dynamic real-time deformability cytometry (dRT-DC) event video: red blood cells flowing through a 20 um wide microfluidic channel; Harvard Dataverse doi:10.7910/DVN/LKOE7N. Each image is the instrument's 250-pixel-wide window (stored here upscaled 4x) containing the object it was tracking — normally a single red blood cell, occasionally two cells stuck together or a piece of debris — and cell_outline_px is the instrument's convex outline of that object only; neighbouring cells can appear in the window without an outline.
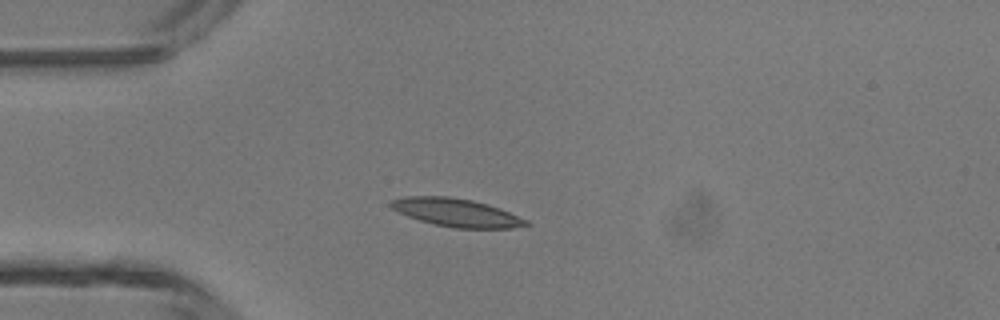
{"species": "common noctule bat (a hibernating species)", "species_latin": "Nyctalus noctula", "temperature_condition": "room temperature", "stored_images_in_passage": 36, "camera_frame_rate_fps": 3000, "um_per_image_px": 0.085, "animal": {"sex": "male", "body_mass_g": 13.3}, "frame": {"image": 1, "passage_image": 1, "time_ms": 0.0, "image_size_px": [1000, 320], "cell_outline_px": [[532, 224], [512, 228], [452, 228], [420, 220], [408, 216], [392, 208], [388, 204], [392, 200], [404, 196], [448, 196], [472, 200], [488, 204], [500, 208], [528, 220]], "centroid_in_image_um": [38.82, 18.06], "position_along_channel_um": 46.2, "area_um2": 22.08}}
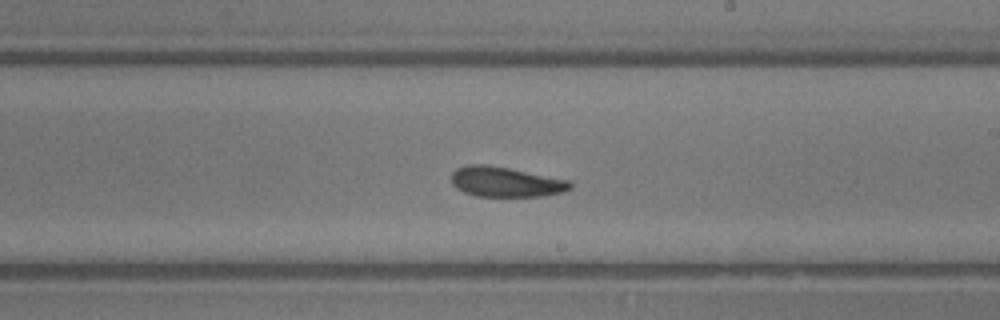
{"frame": {"image": 2, "passage_image": 16, "time_ms": 5.0, "image_size_px": [1000, 320], "cell_outline_px": [[572, 188], [564, 192], [544, 196], [476, 196], [464, 192], [456, 188], [452, 184], [452, 172], [456, 168], [464, 164], [488, 164], [572, 180]], "centroid_in_image_um": [43.0, 15.45], "position_along_channel_um": 246.0, "area_um2": 21.15}}
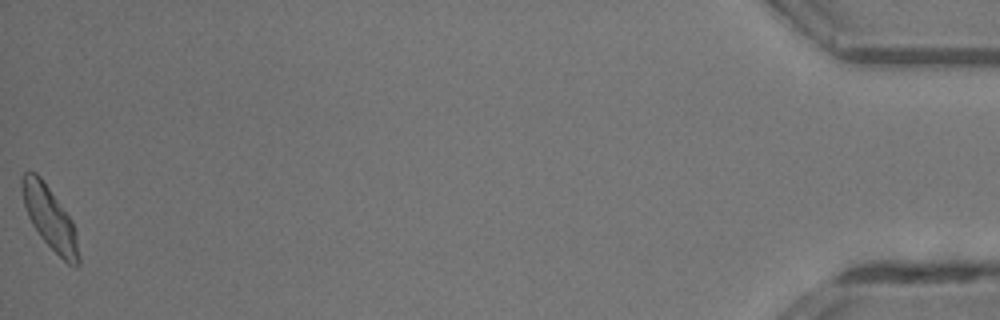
{"frame": {"image": 3, "passage_image": 36, "time_ms": 11.667, "image_size_px": [1000, 320], "cell_outline_px": [[80, 264], [76, 268], [68, 264], [40, 236], [32, 224], [28, 216], [24, 204], [20, 184], [20, 180], [24, 172], [36, 172], [40, 176], [72, 220], [76, 228], [80, 256]], "centroid_in_image_um": [4.26, 18.55], "position_along_channel_um": 430.9, "area_um2": 20.69}, "authors_computed_cell_mechanics": {"area_um2": 20.7213, "velocity_mm_per_s": 4.3456, "shape_relaxation_time_tau1_ms": 6.3685, "shape_relaxation_time_tau2_ms": 5.6224, "deformation_change_tau1": 0.1669, "deformation_change_tau2": 0.1597}}